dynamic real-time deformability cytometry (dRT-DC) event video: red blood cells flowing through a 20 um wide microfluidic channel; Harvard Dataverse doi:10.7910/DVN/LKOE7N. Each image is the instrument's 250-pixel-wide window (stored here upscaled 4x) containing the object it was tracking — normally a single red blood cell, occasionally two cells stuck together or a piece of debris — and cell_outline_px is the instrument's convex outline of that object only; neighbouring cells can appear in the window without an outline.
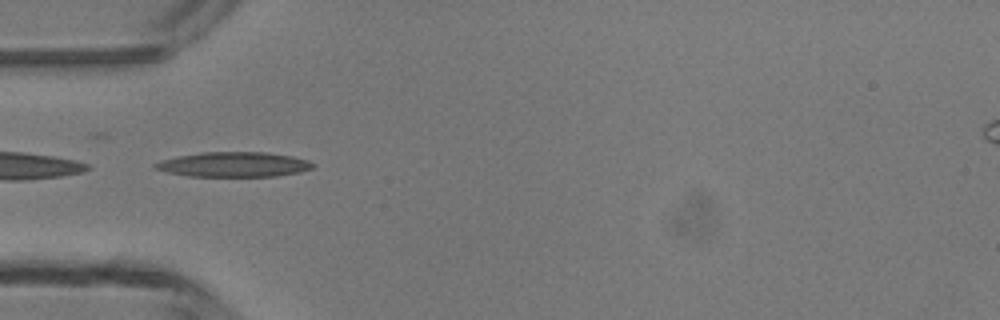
{"species": "common noctule bat (a hibernating species)", "species_latin": "Nyctalus noctula", "temperature_condition": "room temperature", "stored_images_in_passage": 5, "camera_frame_rate_fps": 3000, "um_per_image_px": 0.085, "animal": {"sex": "male", "body_mass_g": 13.3}, "frame": {"image": 1, "passage_image": 4, "time_ms": 4.333, "image_size_px": [1000, 320], "cell_outline_px": [[316, 164], [312, 168], [300, 172], [276, 176], [188, 176], [168, 172], [152, 168], [152, 164], [160, 160], [176, 156], [200, 152], [268, 152], [292, 156], [308, 160]], "centroid_in_image_um": [19.85, 13.97], "position_along_channel_um": 65.2, "area_um2": 23.06}}
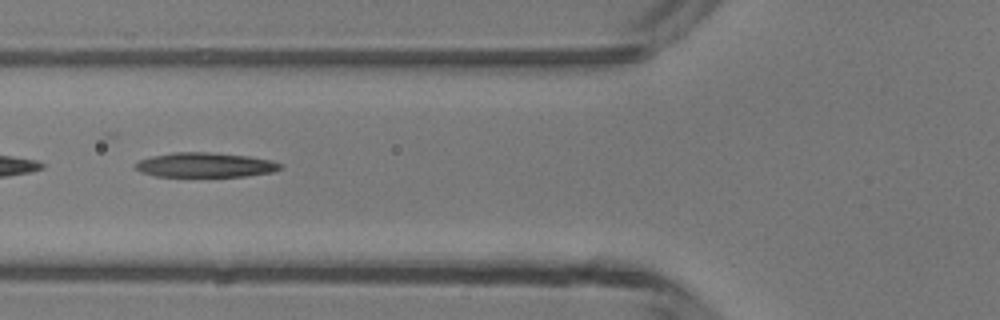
{"frame": {"image": 2, "passage_image": 5, "time_ms": 5.333, "image_size_px": [1000, 320], "cell_outline_px": [[280, 168], [272, 172], [244, 176], [156, 176], [140, 172], [132, 168], [132, 164], [140, 160], [152, 156], [172, 152], [208, 152], [248, 156], [272, 160], [280, 164]], "centroid_in_image_um": [17.36, 14.01], "position_along_channel_um": 108.4, "area_um2": 20.75}}